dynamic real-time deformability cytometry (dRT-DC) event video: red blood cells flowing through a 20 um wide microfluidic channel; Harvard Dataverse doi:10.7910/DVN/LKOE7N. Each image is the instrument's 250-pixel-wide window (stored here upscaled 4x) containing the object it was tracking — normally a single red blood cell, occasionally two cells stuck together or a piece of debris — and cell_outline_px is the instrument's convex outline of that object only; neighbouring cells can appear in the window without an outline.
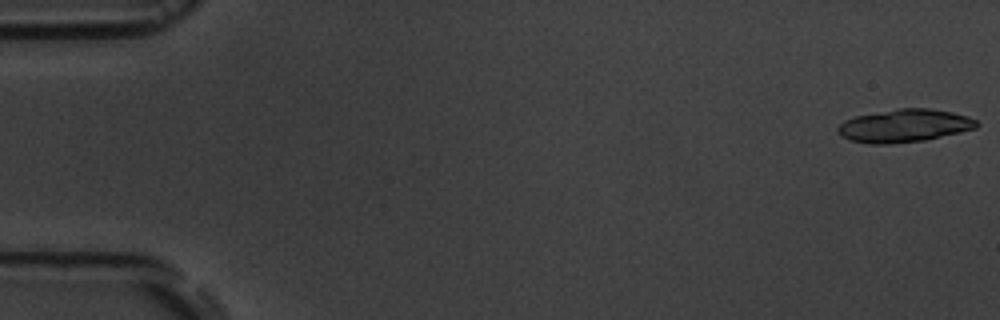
{"species": "common noctule bat (a hibernating species)", "species_latin": "Nyctalus noctula", "temperature_condition": "room temperature", "stored_images_in_passage": 5, "segment_of_instrument_passage": [1, 2], "camera_frame_rate_fps": 3000, "um_per_image_px": 0.085, "animal": {"sex": "male", "body_mass_g": 19.5, "forearm_length_mm": 54.6}, "frame": {"image": 1, "passage_image": 1, "time_ms": 0.0, "image_size_px": [1000, 320], "cell_outline_px": [[980, 124], [976, 128], [960, 132], [924, 140], [888, 144], [872, 144], [852, 140], [840, 136], [836, 132], [836, 128], [844, 120], [856, 116], [900, 108], [928, 108], [952, 112], [968, 116], [976, 120]], "centroid_in_image_um": [76.86, 10.68], "position_along_channel_um": 8.1, "area_um2": 26.53}}